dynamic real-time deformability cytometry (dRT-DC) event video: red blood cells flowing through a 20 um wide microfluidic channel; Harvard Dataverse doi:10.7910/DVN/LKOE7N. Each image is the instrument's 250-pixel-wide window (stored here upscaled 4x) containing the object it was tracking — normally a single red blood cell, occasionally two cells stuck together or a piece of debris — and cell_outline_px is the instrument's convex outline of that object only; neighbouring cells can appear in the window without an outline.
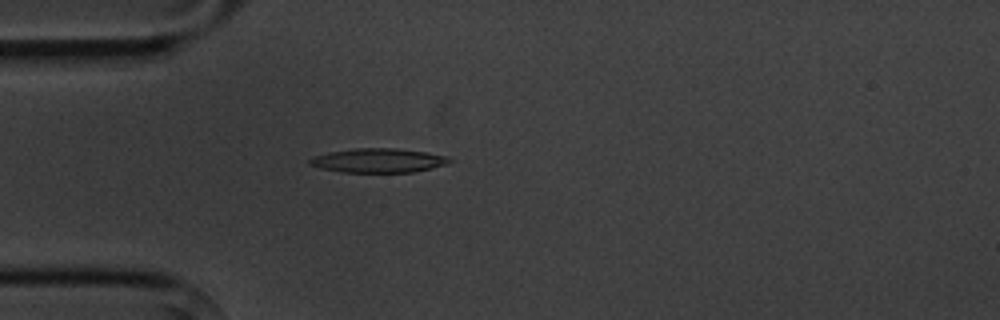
{"species": "common noctule bat (a hibernating species)", "species_latin": "Nyctalus noctula", "temperature_condition": "cold", "stored_images_in_passage": 5, "camera_frame_rate_fps": 3000, "um_per_image_px": 0.085, "animal": {"sex": "male", "body_mass_g": 20.1, "forearm_length_mm": 53.5}, "frame": {"image": 1, "passage_image": 5, "time_ms": 4.667, "image_size_px": [1000, 320], "cell_outline_px": [[452, 160], [444, 164], [432, 168], [412, 172], [340, 172], [320, 168], [308, 164], [308, 160], [312, 156], [328, 152], [352, 148], [396, 148], [424, 152], [444, 156]], "centroid_in_image_um": [32.05, 13.64], "position_along_channel_um": 52.9, "area_um2": 19.59}}